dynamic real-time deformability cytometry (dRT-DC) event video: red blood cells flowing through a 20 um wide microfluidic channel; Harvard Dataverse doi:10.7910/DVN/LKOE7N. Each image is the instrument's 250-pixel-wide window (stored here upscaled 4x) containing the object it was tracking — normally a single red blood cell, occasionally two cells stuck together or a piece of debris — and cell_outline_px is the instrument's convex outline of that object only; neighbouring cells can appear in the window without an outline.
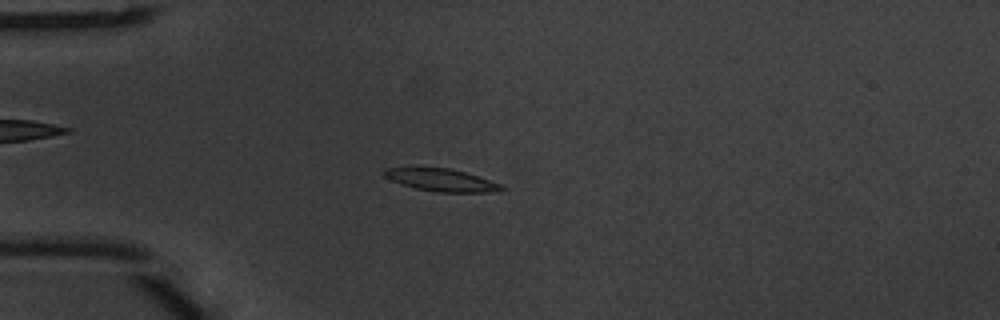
{"species": "common noctule bat (a hibernating species)", "species_latin": "Nyctalus noctula", "temperature_condition": "warm", "stored_images_in_passage": 6, "camera_frame_rate_fps": 3000, "um_per_image_px": 0.085, "animal": {"sex": "male", "body_mass_g": 20.1, "forearm_length_mm": 53.5}, "frame": {"image": 1, "passage_image": 5, "time_ms": 1.333, "image_size_px": [1000, 320], "cell_outline_px": [[504, 188], [484, 192], [440, 192], [416, 188], [400, 184], [384, 176], [384, 168], [448, 168], [464, 172], [504, 184]], "centroid_in_image_um": [37.51, 15.3], "position_along_channel_um": 47.5, "area_um2": 14.97}}